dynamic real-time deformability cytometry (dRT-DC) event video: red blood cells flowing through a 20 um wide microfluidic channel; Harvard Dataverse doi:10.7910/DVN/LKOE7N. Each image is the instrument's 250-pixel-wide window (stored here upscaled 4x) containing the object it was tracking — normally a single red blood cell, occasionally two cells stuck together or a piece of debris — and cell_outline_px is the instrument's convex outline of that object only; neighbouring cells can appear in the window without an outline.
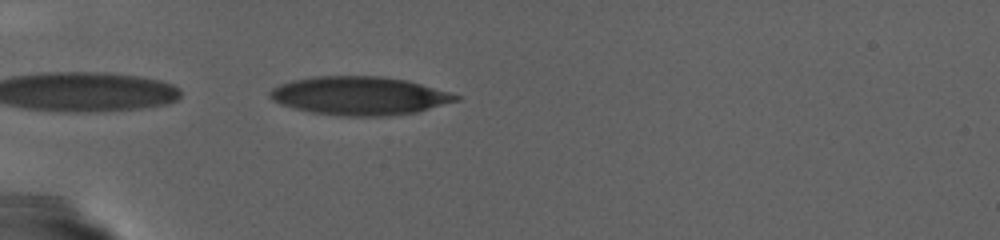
{"species": "human", "species_latin": "Homo sapiens", "temperature_condition": "warm", "stored_images_in_passage": 62, "camera_frame_rate_fps": 3000, "um_per_image_px": 0.085, "donor": {"sex": "female"}, "frame": {"image": 1, "passage_image": 2, "time_ms": 0.333, "image_size_px": [1000, 240], "cell_outline_px": [[460, 100], [416, 112], [388, 116], [340, 116], [312, 112], [292, 108], [280, 104], [272, 100], [268, 96], [268, 92], [272, 88], [280, 84], [292, 80], [316, 76], [380, 76], [408, 80], [448, 92], [460, 96]], "centroid_in_image_um": [30.52, 8.14], "position_along_channel_um": 54.5, "area_um2": 41.73}}
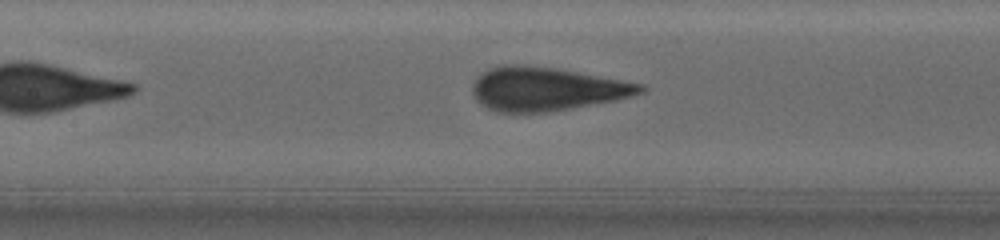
{"frame": {"image": 2, "passage_image": 19, "time_ms": 6.0, "image_size_px": [1000, 240], "cell_outline_px": [[648, 88], [644, 92], [632, 96], [616, 100], [544, 112], [496, 112], [480, 104], [472, 96], [472, 84], [476, 76], [480, 72], [488, 68], [504, 64], [520, 64], [560, 68], [644, 84]], "centroid_in_image_um": [46.41, 7.53], "position_along_channel_um": 161.0, "area_um2": 43.12}}
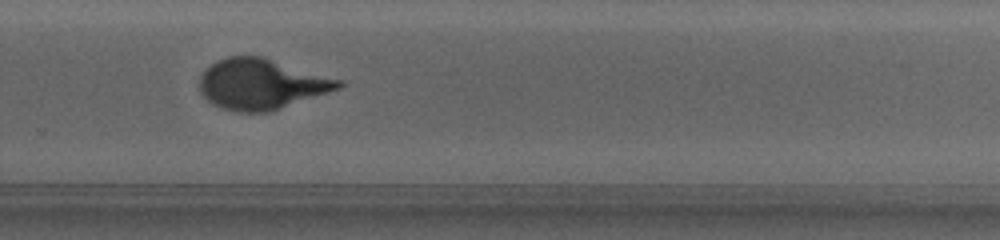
{"frame": {"image": 3, "passage_image": 39, "time_ms": 12.667, "image_size_px": [1000, 240], "cell_outline_px": [[344, 84], [340, 88], [268, 112], [236, 112], [220, 108], [212, 104], [200, 92], [200, 76], [216, 60], [228, 56], [260, 56], [344, 80]], "centroid_in_image_um": [22.21, 7.15], "position_along_channel_um": 307.6, "area_um2": 40.63}}